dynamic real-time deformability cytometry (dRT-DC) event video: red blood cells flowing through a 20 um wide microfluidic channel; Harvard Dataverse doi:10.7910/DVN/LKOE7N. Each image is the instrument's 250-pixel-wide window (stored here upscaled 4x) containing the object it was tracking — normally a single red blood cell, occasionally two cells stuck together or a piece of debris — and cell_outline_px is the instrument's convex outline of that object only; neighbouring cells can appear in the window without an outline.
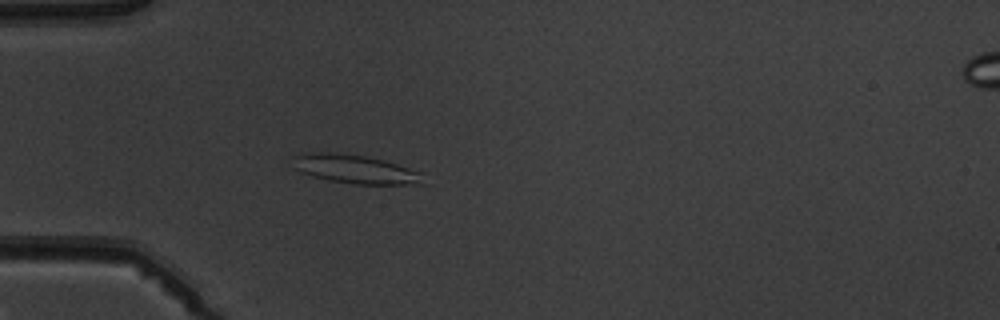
{"species": "common noctule bat (a hibernating species)", "species_latin": "Nyctalus noctula", "temperature_condition": "warm", "stored_images_in_passage": 4, "camera_frame_rate_fps": 3000, "um_per_image_px": 0.085, "animal": {"sex": "male", "body_mass_g": 19.5, "forearm_length_mm": 54.6}, "frame": {"image": 1, "passage_image": 4, "time_ms": 3.667, "image_size_px": [1000, 320], "cell_outline_px": [[428, 184], [356, 184], [332, 180], [312, 176], [296, 168], [292, 156], [300, 152], [328, 152], [364, 156], [384, 160], [424, 172]], "centroid_in_image_um": [30.29, 14.37], "position_along_channel_um": 54.7, "area_um2": 21.91}}